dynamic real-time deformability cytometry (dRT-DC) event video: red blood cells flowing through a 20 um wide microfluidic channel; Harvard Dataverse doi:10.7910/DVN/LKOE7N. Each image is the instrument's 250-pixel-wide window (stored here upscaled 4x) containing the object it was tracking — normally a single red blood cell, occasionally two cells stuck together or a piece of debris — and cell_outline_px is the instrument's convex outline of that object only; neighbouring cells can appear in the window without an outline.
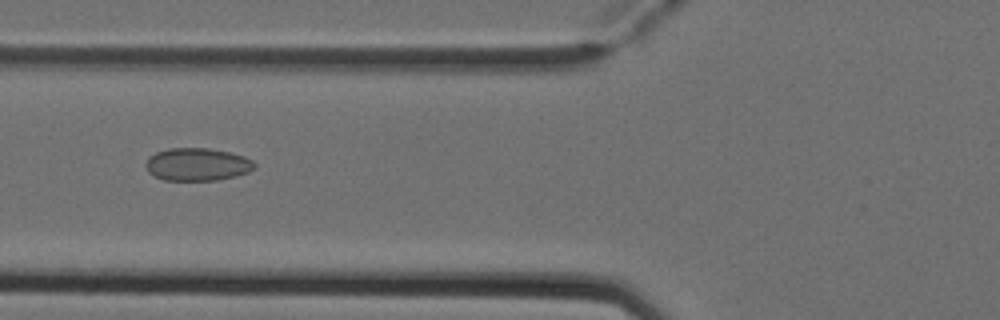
{"species": "Egyptian fruit bat (a non-hibernating species)", "species_latin": "Rousettus aegyptiacus", "temperature_condition": "cold", "stored_images_in_passage": 6, "camera_frame_rate_fps": 3000, "um_per_image_px": 0.085, "animal": {"sex": "female"}, "frame": {"image": 1, "passage_image": 3, "time_ms": 0.667, "image_size_px": [1000, 320], "cell_outline_px": [[256, 168], [248, 172], [236, 176], [216, 180], [164, 180], [148, 172], [144, 164], [148, 156], [156, 152], [168, 148], [208, 148], [228, 152], [244, 156], [252, 160], [256, 164]], "centroid_in_image_um": [16.76, 13.97], "position_along_channel_um": 109.0, "area_um2": 20.87}}
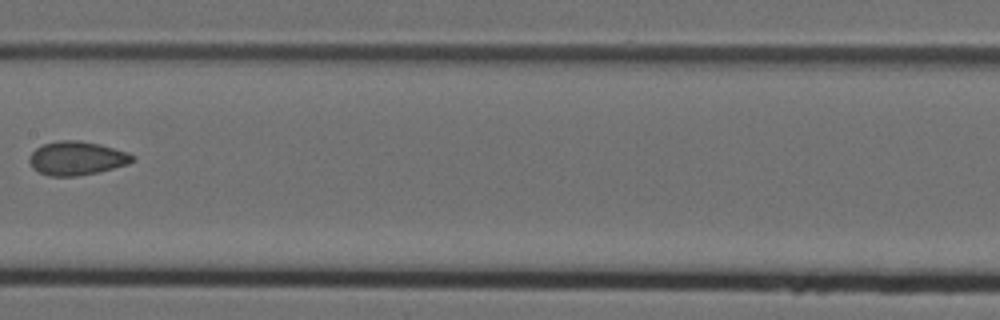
{"frame": {"image": 2, "passage_image": 5, "time_ms": 1.333, "image_size_px": [1000, 320], "cell_outline_px": [[132, 160], [128, 164], [100, 172], [76, 176], [48, 176], [32, 168], [28, 160], [28, 156], [36, 148], [44, 144], [56, 140], [80, 140], [100, 144], [128, 152], [132, 156]], "centroid_in_image_um": [6.48, 13.45], "position_along_channel_um": 200.9, "area_um2": 20.35}}
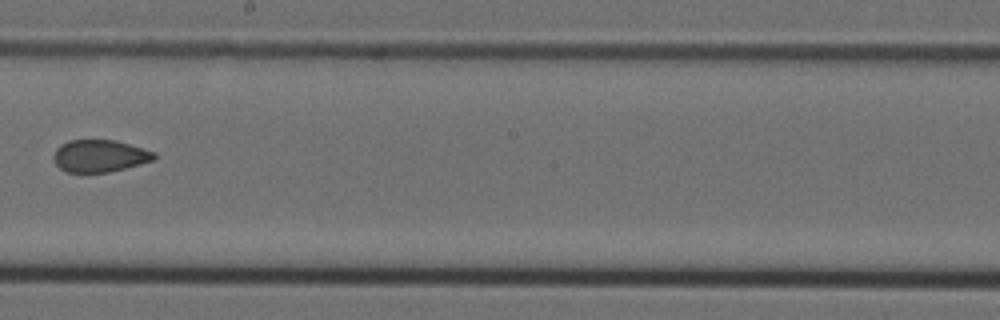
{"frame": {"image": 3, "passage_image": 6, "time_ms": 1.667, "image_size_px": [1000, 320], "cell_outline_px": [[156, 156], [152, 160], [124, 168], [108, 172], [64, 172], [52, 160], [52, 156], [56, 148], [60, 144], [68, 140], [116, 140], [156, 152]], "centroid_in_image_um": [8.42, 13.24], "position_along_channel_um": 239.8, "area_um2": 18.9}}